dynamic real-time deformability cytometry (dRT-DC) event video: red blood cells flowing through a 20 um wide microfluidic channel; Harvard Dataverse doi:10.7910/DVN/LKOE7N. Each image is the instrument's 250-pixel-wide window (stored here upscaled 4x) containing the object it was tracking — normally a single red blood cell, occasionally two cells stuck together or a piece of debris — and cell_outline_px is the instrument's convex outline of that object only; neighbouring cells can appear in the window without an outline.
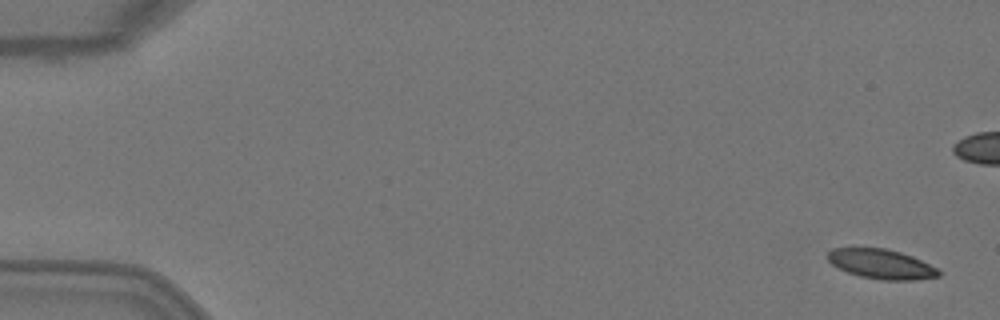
{"species": "Egyptian fruit bat (a non-hibernating species)", "species_latin": "Rousettus aegyptiacus", "temperature_condition": "warm", "stored_images_in_passage": 5, "camera_frame_rate_fps": 3000, "um_per_image_px": 0.085, "animal": {"sex": "female"}, "frame": {"image": 1, "passage_image": 1, "time_ms": 0.0, "image_size_px": [1000, 320], "cell_outline_px": [[940, 276], [916, 280], [880, 280], [860, 276], [848, 272], [832, 264], [828, 260], [828, 252], [832, 248], [884, 248], [900, 252], [912, 256], [936, 268], [940, 272]], "centroid_in_image_um": [74.91, 22.45], "position_along_channel_um": 10.1, "area_um2": 18.96}}